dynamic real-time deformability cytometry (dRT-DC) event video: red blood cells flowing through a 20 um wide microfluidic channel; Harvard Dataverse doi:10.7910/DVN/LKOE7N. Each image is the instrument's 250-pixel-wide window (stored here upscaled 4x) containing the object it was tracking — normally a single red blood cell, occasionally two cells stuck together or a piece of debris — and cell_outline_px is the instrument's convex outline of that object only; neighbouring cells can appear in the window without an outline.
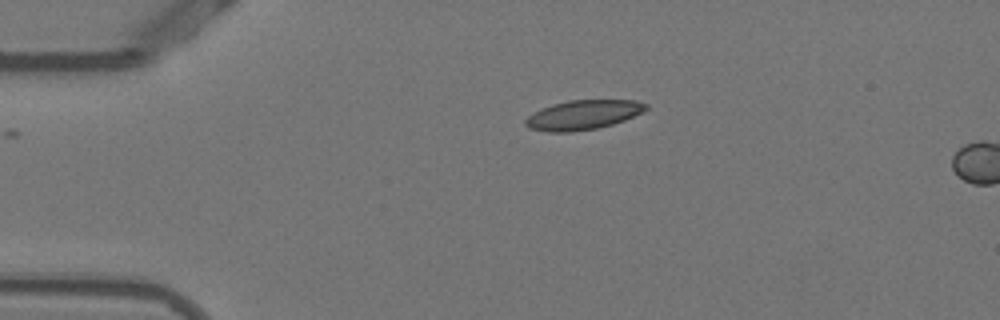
{"species": "Egyptian fruit bat (a non-hibernating species)", "species_latin": "Rousettus aegyptiacus", "temperature_condition": "warm", "stored_images_in_passage": 3, "camera_frame_rate_fps": 3000, "um_per_image_px": 0.085, "animal": {"sex": "female"}, "frame": {"image": 1, "passage_image": 1, "time_ms": 0.0, "image_size_px": [1000, 320], "cell_outline_px": [[648, 108], [624, 120], [612, 124], [596, 128], [572, 132], [548, 132], [528, 128], [524, 124], [524, 120], [528, 116], [540, 108], [552, 104], [568, 100], [636, 100], [648, 104]], "centroid_in_image_um": [49.51, 9.76], "position_along_channel_um": 35.5, "area_um2": 20.69}}